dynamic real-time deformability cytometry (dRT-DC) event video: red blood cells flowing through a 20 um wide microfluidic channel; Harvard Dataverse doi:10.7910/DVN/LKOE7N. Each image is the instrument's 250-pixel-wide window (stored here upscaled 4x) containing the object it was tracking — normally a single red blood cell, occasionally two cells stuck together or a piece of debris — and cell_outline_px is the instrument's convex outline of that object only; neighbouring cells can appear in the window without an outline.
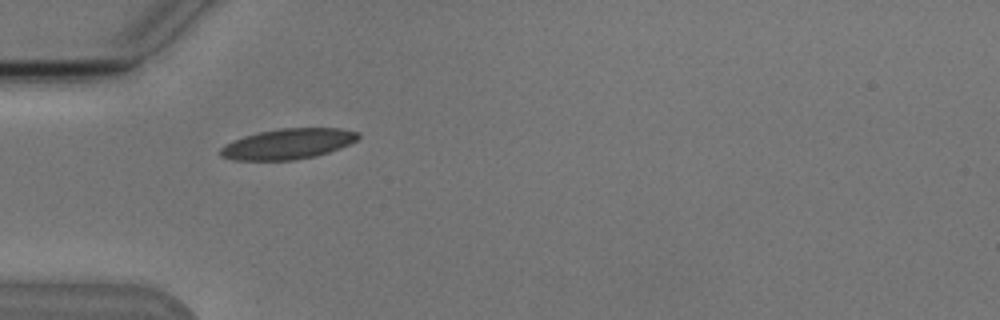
{"species": "Egyptian fruit bat (a non-hibernating species)", "species_latin": "Rousettus aegyptiacus", "temperature_condition": "cold", "stored_images_in_passage": 8, "camera_frame_rate_fps": 3000, "um_per_image_px": 0.085, "animal": {"sex": "male"}, "frame": {"image": 1, "passage_image": 2, "time_ms": 2.0, "image_size_px": [1000, 320], "cell_outline_px": [[360, 136], [356, 140], [340, 148], [328, 152], [312, 156], [292, 160], [236, 160], [220, 156], [220, 148], [224, 144], [244, 136], [260, 132], [280, 128], [340, 128], [360, 132]], "centroid_in_image_um": [24.47, 12.22], "position_along_channel_um": 60.5, "area_um2": 24.28}}
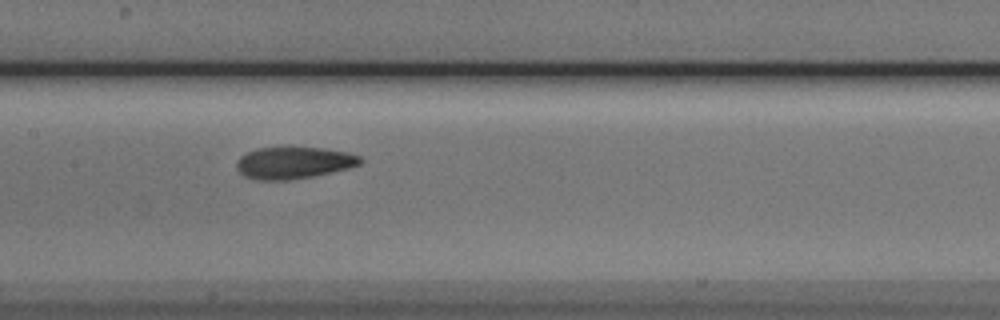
{"frame": {"image": 2, "passage_image": 5, "time_ms": 5.333, "image_size_px": [1000, 320], "cell_outline_px": [[364, 160], [360, 164], [348, 168], [312, 176], [288, 180], [260, 180], [244, 176], [236, 168], [236, 160], [240, 156], [248, 152], [260, 148], [324, 148], [348, 152], [360, 156]], "centroid_in_image_um": [24.97, 13.84], "position_along_channel_um": 182.4, "area_um2": 22.77}}
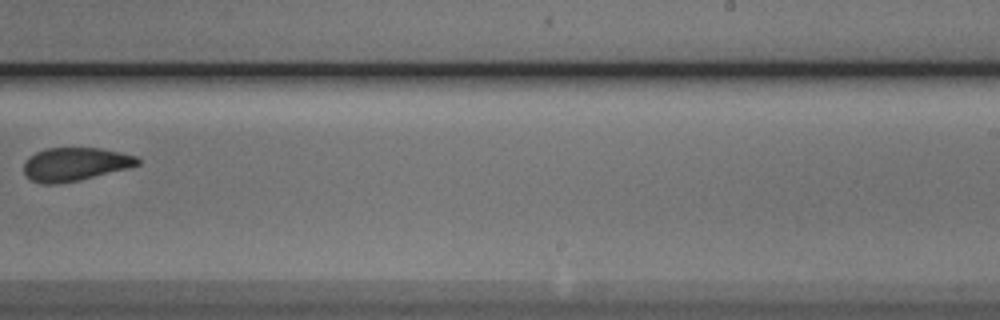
{"frame": {"image": 3, "passage_image": 7, "time_ms": 8.0, "image_size_px": [1000, 320], "cell_outline_px": [[140, 164], [128, 168], [80, 180], [56, 184], [44, 184], [32, 180], [24, 172], [24, 164], [28, 156], [36, 152], [48, 148], [100, 148], [120, 152], [136, 156], [140, 160]], "centroid_in_image_um": [6.39, 13.95], "position_along_channel_um": 282.6, "area_um2": 22.02}}